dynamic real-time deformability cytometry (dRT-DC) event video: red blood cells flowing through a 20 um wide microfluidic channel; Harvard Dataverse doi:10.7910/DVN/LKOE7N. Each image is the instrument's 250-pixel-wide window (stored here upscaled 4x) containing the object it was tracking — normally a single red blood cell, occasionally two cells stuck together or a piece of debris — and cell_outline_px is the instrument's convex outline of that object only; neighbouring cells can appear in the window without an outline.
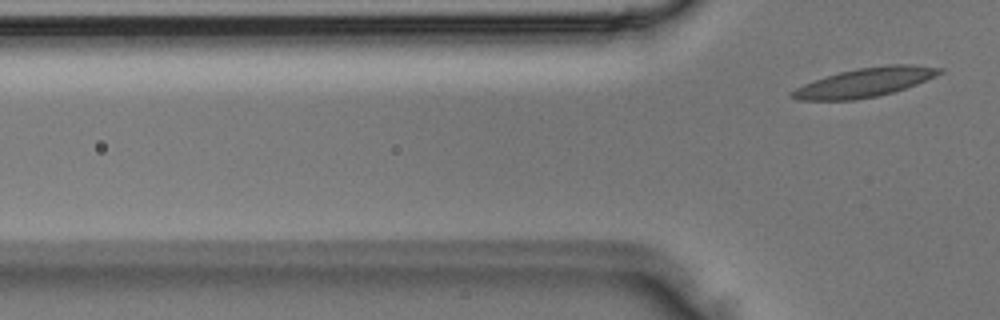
{"species": "Egyptian fruit bat (a non-hibernating species)", "species_latin": "Rousettus aegyptiacus", "temperature_condition": "room temperature", "stored_images_in_passage": 5, "camera_frame_rate_fps": 3000, "um_per_image_px": 0.085, "animal": {"sex": "male"}, "frame": {"image": 1, "passage_image": 5, "time_ms": 1.333, "image_size_px": [1000, 320], "cell_outline_px": [[944, 72], [916, 84], [892, 92], [876, 96], [852, 100], [800, 100], [788, 96], [788, 92], [804, 84], [840, 72], [856, 68], [888, 64], [912, 64], [944, 68]], "centroid_in_image_um": [73.52, 6.99], "position_along_channel_um": 52.3, "area_um2": 24.8}}